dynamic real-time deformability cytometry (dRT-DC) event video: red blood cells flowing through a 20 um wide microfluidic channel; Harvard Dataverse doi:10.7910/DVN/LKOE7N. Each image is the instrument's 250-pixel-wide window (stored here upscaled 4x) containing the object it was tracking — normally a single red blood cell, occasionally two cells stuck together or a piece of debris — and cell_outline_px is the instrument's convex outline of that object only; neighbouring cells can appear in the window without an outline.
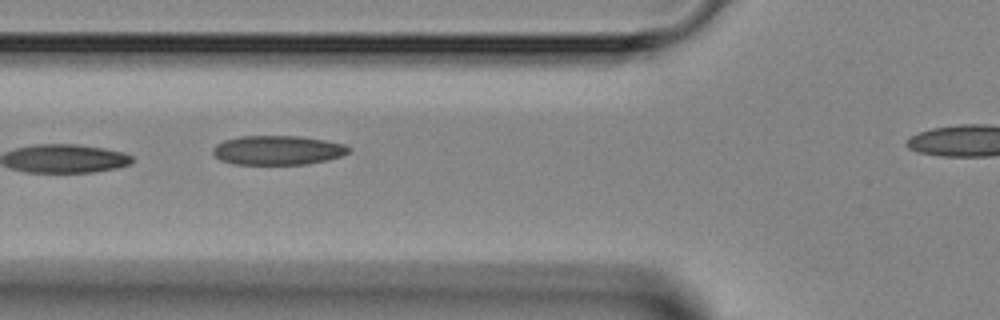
{"species": "Egyptian fruit bat (a non-hibernating species)", "species_latin": "Rousettus aegyptiacus", "temperature_condition": "room temperature", "stored_images_in_passage": 6, "segment_of_instrument_passage": [1, 2], "camera_frame_rate_fps": 3000, "um_per_image_px": 0.085, "animal": {"sex": "female"}, "frame": {"image": 1, "passage_image": 3, "time_ms": 2.0, "image_size_px": [1000, 320], "cell_outline_px": [[352, 148], [348, 152], [340, 156], [328, 160], [304, 164], [232, 164], [220, 160], [212, 152], [212, 148], [216, 144], [224, 140], [240, 136], [300, 136], [324, 140], [344, 144]], "centroid_in_image_um": [23.58, 12.76], "position_along_channel_um": 102.2, "area_um2": 23.18}}
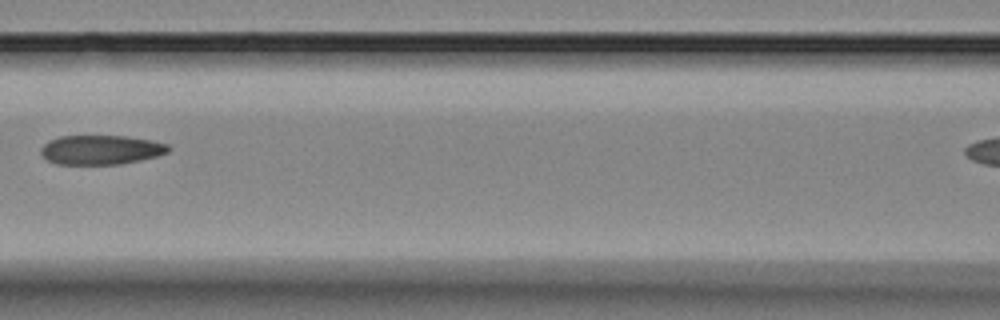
{"frame": {"image": 2, "passage_image": 4, "time_ms": 3.333, "image_size_px": [1000, 320], "cell_outline_px": [[172, 148], [168, 152], [156, 156], [140, 160], [120, 164], [56, 164], [48, 160], [40, 152], [40, 148], [48, 140], [60, 136], [124, 136], [152, 140], [168, 144]], "centroid_in_image_um": [8.58, 12.73], "position_along_channel_um": 158.0, "area_um2": 21.85}}
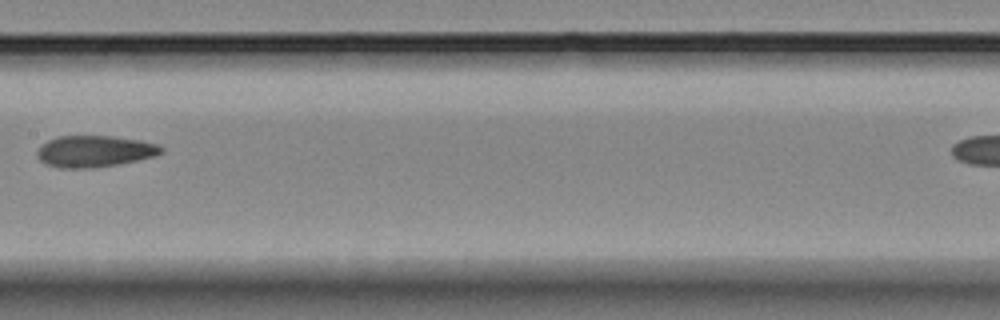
{"frame": {"image": 3, "passage_image": 5, "time_ms": 4.333, "image_size_px": [1000, 320], "cell_outline_px": [[164, 152], [156, 156], [120, 164], [96, 168], [60, 168], [44, 164], [36, 156], [36, 152], [48, 140], [60, 136], [112, 136], [140, 140], [160, 144], [164, 148]], "centroid_in_image_um": [8.08, 12.87], "position_along_channel_um": 199.3, "area_um2": 23.06}}